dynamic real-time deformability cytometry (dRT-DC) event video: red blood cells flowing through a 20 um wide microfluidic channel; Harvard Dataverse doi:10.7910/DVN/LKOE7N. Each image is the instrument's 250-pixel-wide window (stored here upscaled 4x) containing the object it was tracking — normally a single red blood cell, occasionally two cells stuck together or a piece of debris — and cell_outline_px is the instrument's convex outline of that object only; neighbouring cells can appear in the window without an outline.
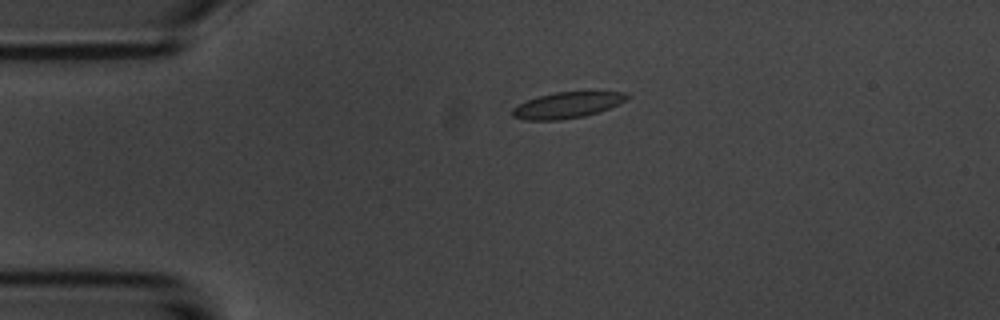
{"species": "common noctule bat (a hibernating species)", "species_latin": "Nyctalus noctula", "temperature_condition": "room temperature", "stored_images_in_passage": 4, "camera_frame_rate_fps": 3000, "um_per_image_px": 0.085, "animal": {"sex": "male", "body_mass_g": 20.1, "forearm_length_mm": 53.5}, "frame": {"image": 1, "passage_image": 3, "time_ms": 2.667, "image_size_px": [1000, 320], "cell_outline_px": [[628, 96], [624, 100], [608, 108], [584, 116], [560, 120], [524, 120], [512, 116], [512, 108], [528, 100], [540, 96], [556, 92], [628, 92]], "centroid_in_image_um": [48.16, 8.94], "position_along_channel_um": 36.8, "area_um2": 16.94}}